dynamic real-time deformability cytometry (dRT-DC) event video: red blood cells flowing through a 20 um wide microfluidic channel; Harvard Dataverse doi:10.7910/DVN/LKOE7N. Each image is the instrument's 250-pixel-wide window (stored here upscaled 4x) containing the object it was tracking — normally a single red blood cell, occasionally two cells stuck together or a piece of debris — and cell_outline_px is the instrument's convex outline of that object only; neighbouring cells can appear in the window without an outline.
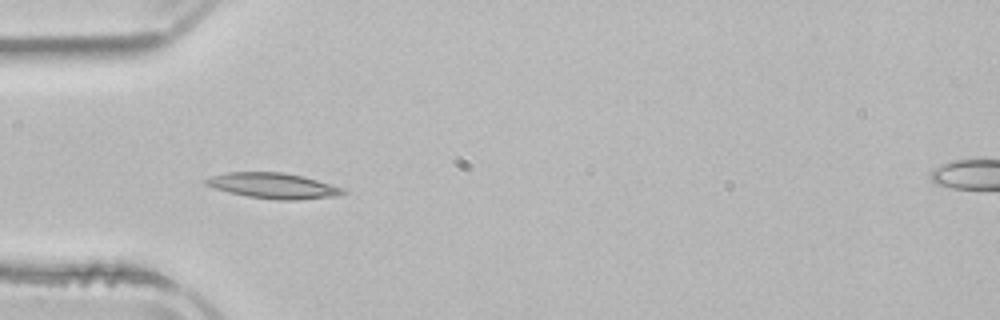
{"species": "common noctule bat (a hibernating species)", "species_latin": "Nyctalus noctula", "temperature_condition": "room temperature", "stored_images_in_passage": 2, "camera_frame_rate_fps": 3000, "um_per_image_px": 0.085, "animal": {"sex": "male", "body_mass_g": 21.5, "forearm_length_mm": 52.0}, "frame": {"image": 1, "passage_image": 2, "time_ms": 1.333, "image_size_px": [1000, 320], "cell_outline_px": [[348, 192], [336, 196], [300, 200], [280, 200], [248, 196], [228, 192], [204, 184], [204, 180], [212, 176], [228, 172], [280, 172], [304, 176], [332, 184], [344, 188]], "centroid_in_image_um": [23.28, 15.79], "position_along_channel_um": 61.7, "area_um2": 20.4}}